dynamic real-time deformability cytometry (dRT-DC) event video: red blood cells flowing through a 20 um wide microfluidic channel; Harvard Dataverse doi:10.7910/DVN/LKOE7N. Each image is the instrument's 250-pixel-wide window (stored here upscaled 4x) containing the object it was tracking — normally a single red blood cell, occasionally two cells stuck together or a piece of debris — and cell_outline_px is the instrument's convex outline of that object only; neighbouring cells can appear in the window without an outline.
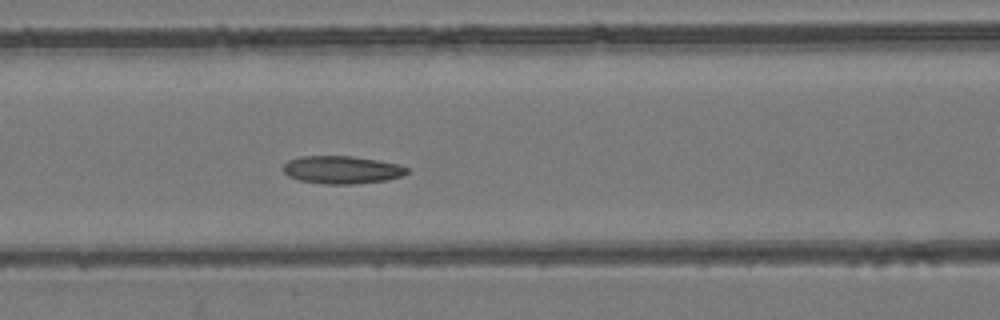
{"species": "common noctule bat (a hibernating species)", "species_latin": "Nyctalus noctula", "temperature_condition": "room temperature", "stored_images_in_passage": 13, "camera_frame_rate_fps": 3000, "um_per_image_px": 0.085, "animal": {"sex": "female", "body_mass_g": 24.6, "forearm_length_mm": 56.2}, "frame": {"image": 1, "passage_image": 10, "time_ms": 3.0, "image_size_px": [1000, 320], "cell_outline_px": [[408, 172], [400, 176], [384, 180], [352, 184], [328, 184], [300, 180], [288, 176], [284, 172], [284, 164], [288, 160], [300, 156], [352, 156], [400, 164], [408, 168]], "centroid_in_image_um": [29.04, 14.42], "position_along_channel_um": 137.6, "area_um2": 19.83}}